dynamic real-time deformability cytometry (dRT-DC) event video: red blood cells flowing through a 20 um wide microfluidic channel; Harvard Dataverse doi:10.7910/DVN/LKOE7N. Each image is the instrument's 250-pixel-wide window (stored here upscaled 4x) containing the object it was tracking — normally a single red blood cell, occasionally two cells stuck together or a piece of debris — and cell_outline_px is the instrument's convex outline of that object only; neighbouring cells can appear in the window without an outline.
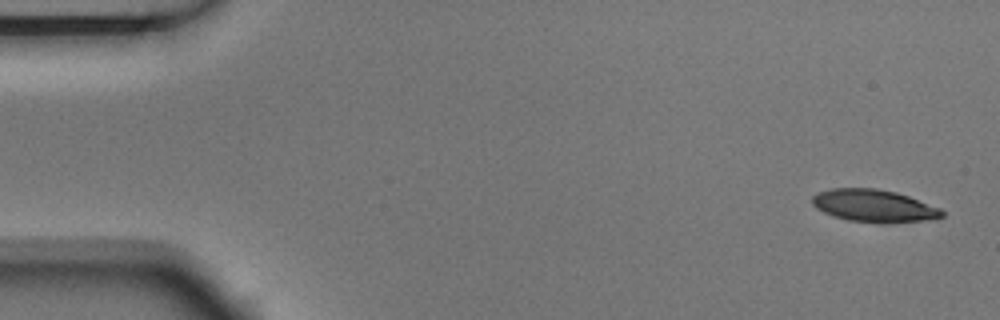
{"species": "Egyptian fruit bat (a non-hibernating species)", "species_latin": "Rousettus aegyptiacus", "temperature_condition": "room temperature", "stored_images_in_passage": 8, "camera_frame_rate_fps": 3000, "um_per_image_px": 0.085, "animal": {"sex": "male"}, "frame": {"image": 1, "passage_image": 1, "time_ms": 0.0, "image_size_px": [1000, 320], "cell_outline_px": [[944, 216], [936, 220], [888, 224], [880, 224], [848, 220], [832, 216], [816, 208], [812, 204], [812, 196], [816, 192], [832, 188], [876, 188], [896, 192], [908, 196], [940, 208], [944, 212]], "centroid_in_image_um": [74.31, 17.52], "position_along_channel_um": 10.7, "area_um2": 25.14}}
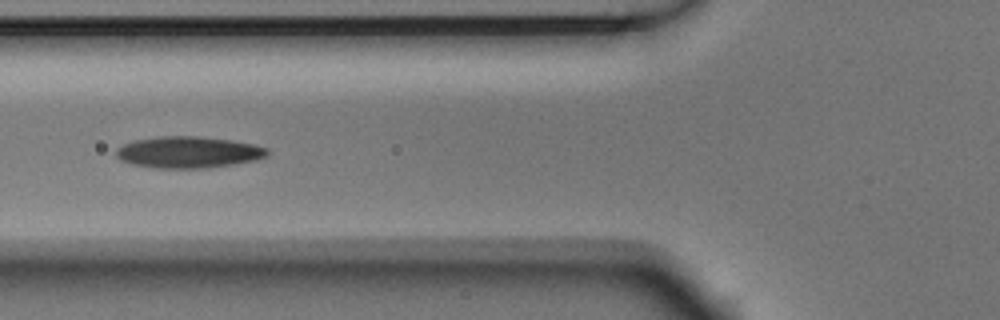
{"frame": {"image": 2, "passage_image": 5, "time_ms": 1.333, "image_size_px": [1000, 320], "cell_outline_px": [[268, 156], [256, 160], [208, 168], [156, 168], [132, 164], [120, 160], [116, 156], [116, 148], [124, 144], [136, 140], [160, 136], [200, 136], [232, 140], [252, 144], [268, 148]], "centroid_in_image_um": [16.02, 12.94], "position_along_channel_um": 109.8, "area_um2": 27.8}}
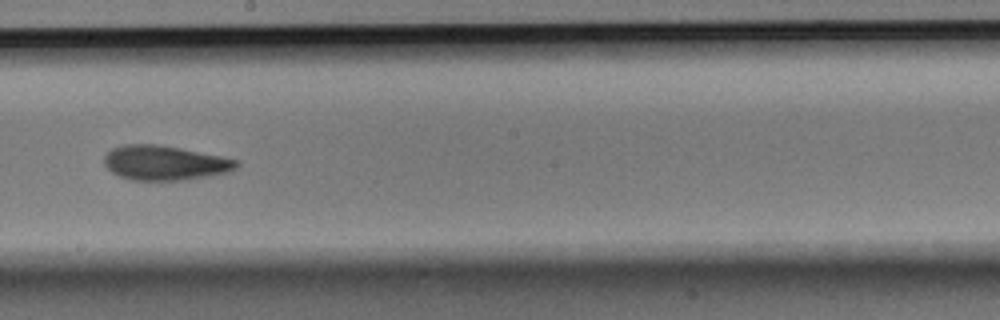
{"frame": {"image": 3, "passage_image": 8, "time_ms": 2.333, "image_size_px": [1000, 320], "cell_outline_px": [[240, 164], [236, 168], [228, 172], [208, 176], [184, 180], [132, 180], [120, 176], [112, 172], [104, 164], [104, 156], [112, 148], [124, 144], [160, 144], [240, 160]], "centroid_in_image_um": [14.01, 13.84], "position_along_channel_um": 234.2, "area_um2": 26.7}}